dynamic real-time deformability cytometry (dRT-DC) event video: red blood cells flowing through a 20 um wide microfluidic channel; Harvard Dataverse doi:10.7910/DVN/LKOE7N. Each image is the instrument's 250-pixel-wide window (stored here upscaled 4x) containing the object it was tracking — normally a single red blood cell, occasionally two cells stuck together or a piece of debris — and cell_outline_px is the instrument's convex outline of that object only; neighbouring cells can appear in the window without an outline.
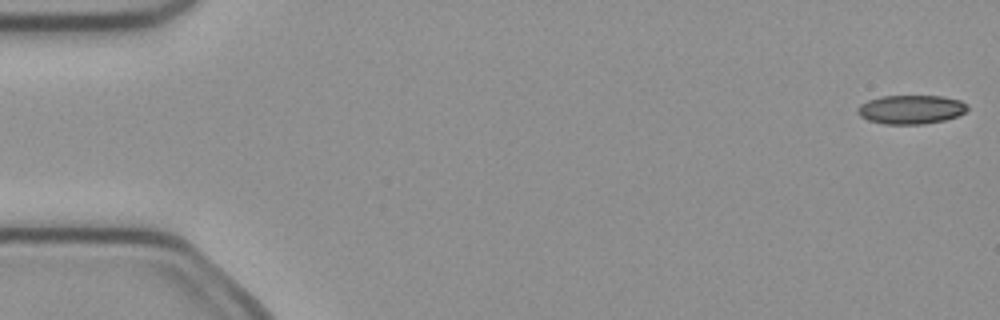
{"species": "common noctule bat (a hibernating species)", "species_latin": "Nyctalus noctula", "temperature_condition": "cold", "stored_images_in_passage": 4, "camera_frame_rate_fps": 3000, "um_per_image_px": 0.085, "animal": {"sex": "female", "body_mass_g": 21.9}, "frame": {"image": 1, "passage_image": 1, "time_ms": 0.0, "image_size_px": [1000, 320], "cell_outline_px": [[968, 108], [964, 112], [956, 116], [944, 120], [924, 124], [884, 124], [868, 120], [860, 116], [856, 112], [856, 108], [860, 104], [868, 100], [880, 96], [944, 96], [960, 100], [968, 104]], "centroid_in_image_um": [77.41, 9.3], "position_along_channel_um": 7.6, "area_um2": 18.61}}
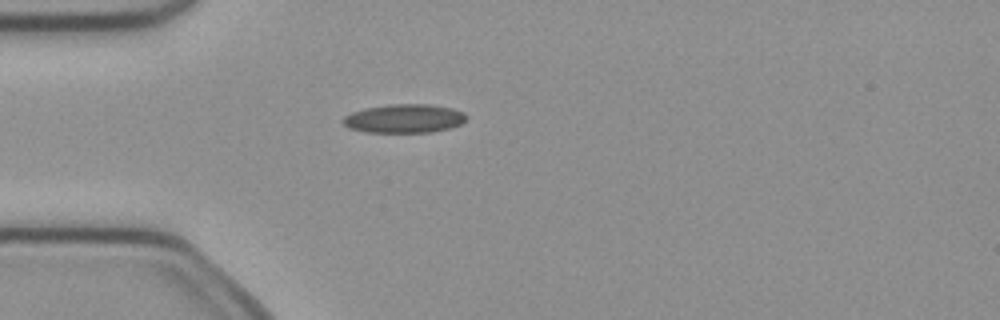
{"frame": {"image": 2, "passage_image": 4, "time_ms": 1.0, "image_size_px": [1000, 320], "cell_outline_px": [[468, 116], [460, 124], [448, 128], [432, 132], [364, 132], [348, 128], [340, 120], [344, 116], [352, 112], [364, 108], [388, 104], [428, 104], [452, 108], [464, 112]], "centroid_in_image_um": [34.32, 10.07], "position_along_channel_um": 50.7, "area_um2": 20.75}}